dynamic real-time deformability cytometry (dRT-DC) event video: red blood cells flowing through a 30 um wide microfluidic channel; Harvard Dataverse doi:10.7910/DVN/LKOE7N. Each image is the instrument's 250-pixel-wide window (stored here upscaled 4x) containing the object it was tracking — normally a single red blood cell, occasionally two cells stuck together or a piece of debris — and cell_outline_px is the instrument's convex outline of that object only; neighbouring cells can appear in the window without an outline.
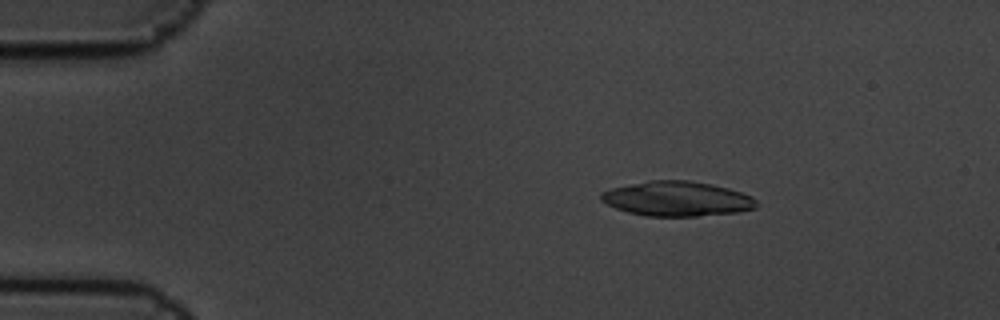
{"species": "common noctule bat (a hibernating species)", "species_latin": "Nyctalus noctula", "temperature_condition": "cold", "stored_images_in_passage": 3, "camera_frame_rate_fps": 3000, "um_per_image_px": 0.085, "animal": {"sex": "male", "body_mass_g": 19.5, "forearm_length_mm": 54.6}, "frame": {"image": 1, "passage_image": 1, "time_ms": 0.0, "image_size_px": [1000, 320], "cell_outline_px": [[756, 208], [736, 212], [696, 216], [644, 216], [628, 212], [616, 208], [600, 200], [600, 192], [612, 188], [648, 180], [688, 180], [712, 184], [728, 188], [752, 196], [756, 200]], "centroid_in_image_um": [57.53, 16.89], "position_along_channel_um": 27.5, "area_um2": 31.44}}